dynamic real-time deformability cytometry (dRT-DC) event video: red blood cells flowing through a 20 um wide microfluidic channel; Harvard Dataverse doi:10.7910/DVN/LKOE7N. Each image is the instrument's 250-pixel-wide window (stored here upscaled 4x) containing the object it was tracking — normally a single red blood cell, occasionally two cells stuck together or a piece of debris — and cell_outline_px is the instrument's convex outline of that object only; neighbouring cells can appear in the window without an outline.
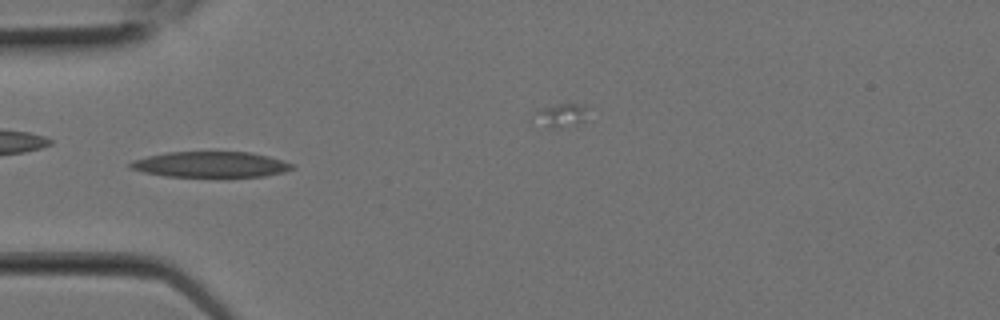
{"species": "Egyptian fruit bat (a non-hibernating species)", "species_latin": "Rousettus aegyptiacus", "temperature_condition": "room temperature", "stored_images_in_passage": 12, "camera_frame_rate_fps": 3000, "um_per_image_px": 0.085, "animal": {"sex": "female"}, "frame": {"image": 1, "passage_image": 6, "time_ms": 1.667, "image_size_px": [1000, 320], "cell_outline_px": [[296, 168], [284, 172], [264, 176], [164, 176], [144, 172], [128, 168], [128, 164], [132, 160], [148, 156], [168, 152], [252, 152], [268, 156], [296, 164]], "centroid_in_image_um": [17.93, 13.97], "position_along_channel_um": 67.1, "area_um2": 24.22}}